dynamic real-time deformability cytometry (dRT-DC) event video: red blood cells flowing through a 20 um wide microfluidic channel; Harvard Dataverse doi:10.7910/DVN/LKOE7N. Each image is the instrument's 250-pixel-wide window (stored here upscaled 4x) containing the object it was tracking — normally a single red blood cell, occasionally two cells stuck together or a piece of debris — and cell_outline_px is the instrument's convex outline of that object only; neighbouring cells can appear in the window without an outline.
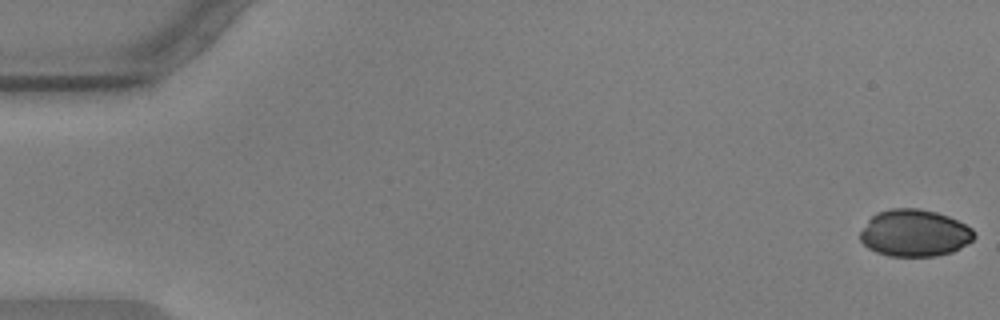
{"species": "common noctule bat (a hibernating species)", "species_latin": "Nyctalus noctula", "temperature_condition": "warm", "stored_images_in_passage": 56, "camera_frame_rate_fps": 3000, "um_per_image_px": 0.085, "animal": {"sex": "male", "body_mass_g": 17.9, "forearm_length_mm": 54.2}, "frame": {"image": 1, "passage_image": 1, "time_ms": 0.0, "image_size_px": [1000, 320], "cell_outline_px": [[976, 236], [972, 240], [960, 248], [952, 252], [936, 256], [888, 256], [876, 252], [868, 248], [860, 240], [860, 232], [868, 220], [876, 212], [892, 208], [920, 208], [936, 212], [948, 216], [972, 228]], "centroid_in_image_um": [77.72, 19.81], "position_along_channel_um": 7.3, "area_um2": 31.27}}
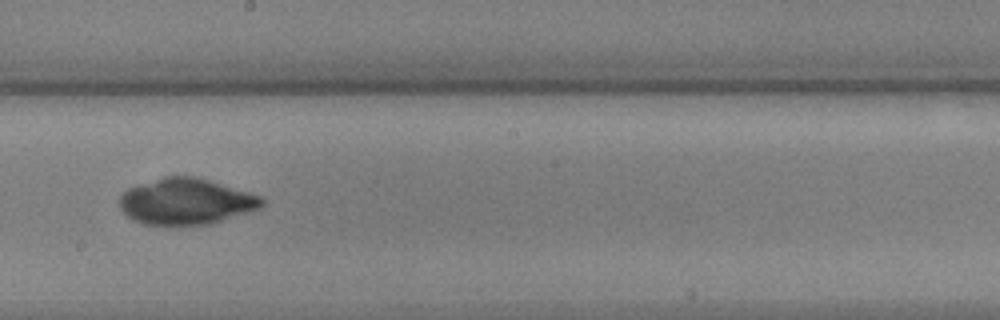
{"frame": {"image": 2, "passage_image": 32, "time_ms": 10.333, "image_size_px": [1000, 320], "cell_outline_px": [[264, 204], [260, 208], [208, 224], [144, 224], [132, 220], [120, 208], [120, 196], [128, 188], [164, 176], [192, 176], [208, 180], [248, 192], [260, 196], [264, 200]], "centroid_in_image_um": [15.79, 17.12], "position_along_channel_um": 232.4, "area_um2": 37.57}}
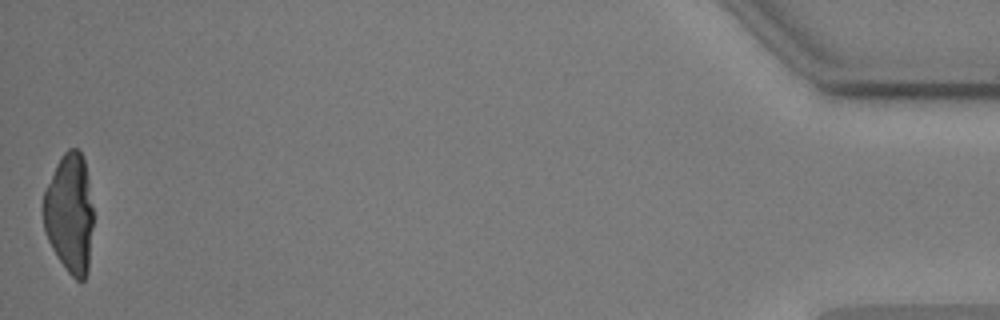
{"frame": {"image": 3, "passage_image": 56, "time_ms": 18.333, "image_size_px": [1000, 320], "cell_outline_px": [[92, 228], [88, 272], [84, 280], [80, 284], [68, 272], [56, 256], [44, 232], [44, 192], [56, 164], [60, 156], [68, 148], [76, 148], [80, 152], [84, 160], [88, 180], [92, 208]], "centroid_in_image_um": [5.92, 18.17], "position_along_channel_um": 429.3, "area_um2": 34.74}}